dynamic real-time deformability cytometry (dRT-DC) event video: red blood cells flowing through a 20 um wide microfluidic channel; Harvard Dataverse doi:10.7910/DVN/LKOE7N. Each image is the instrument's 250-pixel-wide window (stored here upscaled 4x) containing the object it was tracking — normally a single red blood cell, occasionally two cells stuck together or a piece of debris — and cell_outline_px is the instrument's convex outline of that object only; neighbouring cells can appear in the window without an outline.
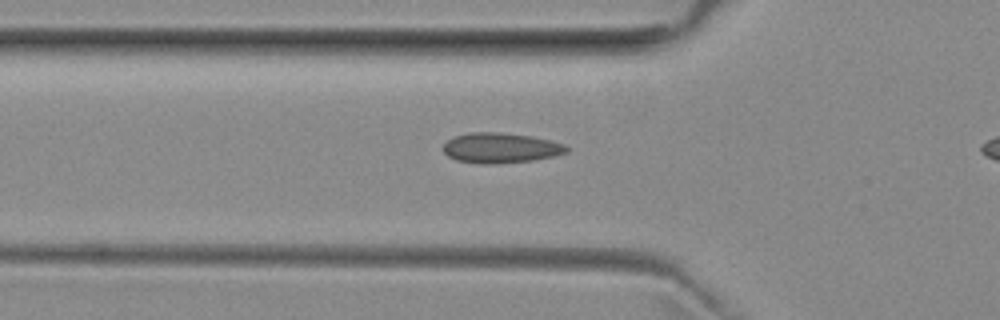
{"species": "common noctule bat (a hibernating species)", "species_latin": "Nyctalus noctula", "temperature_condition": "room temperature", "stored_images_in_passage": 31, "camera_frame_rate_fps": 3000, "um_per_image_px": 0.085, "animal": {"sex": "female", "body_mass_g": 29.2, "forearm_length_mm": 56.3}, "frame": {"image": 1, "passage_image": 6, "time_ms": 1.667, "image_size_px": [1000, 320], "cell_outline_px": [[568, 152], [552, 156], [532, 160], [496, 164], [480, 164], [456, 160], [448, 156], [444, 152], [444, 144], [448, 140], [456, 136], [468, 132], [500, 132], [532, 136], [552, 140], [564, 144], [568, 148]], "centroid_in_image_um": [42.55, 12.57], "position_along_channel_um": 83.2, "area_um2": 21.73}}
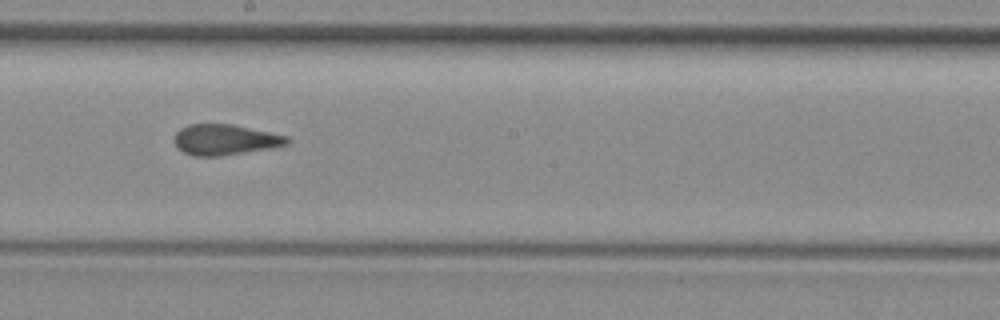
{"frame": {"image": 2, "passage_image": 17, "time_ms": 5.333, "image_size_px": [1000, 320], "cell_outline_px": [[292, 140], [288, 144], [268, 148], [220, 156], [192, 156], [184, 152], [176, 144], [176, 132], [180, 128], [188, 124], [232, 124], [288, 136]], "centroid_in_image_um": [19.15, 11.86], "position_along_channel_um": 229.1, "area_um2": 19.88}}
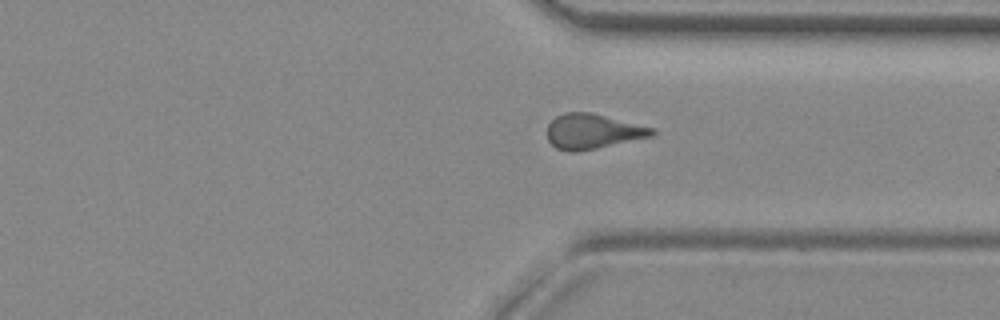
{"frame": {"image": 3, "passage_image": 27, "time_ms": 8.667, "image_size_px": [1000, 320], "cell_outline_px": [[656, 132], [652, 136], [596, 148], [576, 152], [568, 152], [556, 148], [548, 140], [548, 124], [556, 116], [564, 112], [592, 112], [656, 128]], "centroid_in_image_um": [50.39, 11.16], "position_along_channel_um": 361.0, "area_um2": 21.44}}